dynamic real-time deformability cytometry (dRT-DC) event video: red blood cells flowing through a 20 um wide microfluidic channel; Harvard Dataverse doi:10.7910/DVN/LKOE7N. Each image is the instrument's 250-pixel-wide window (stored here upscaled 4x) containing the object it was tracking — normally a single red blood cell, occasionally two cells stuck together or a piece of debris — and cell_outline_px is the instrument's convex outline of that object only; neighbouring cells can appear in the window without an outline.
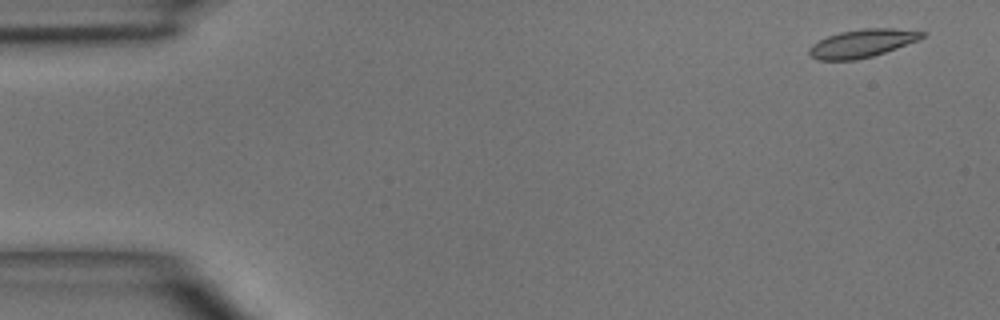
{"species": "common noctule bat (a hibernating species)", "species_latin": "Nyctalus noctula", "temperature_condition": "room temperature", "stored_images_in_passage": 5, "camera_frame_rate_fps": 3000, "um_per_image_px": 0.085, "animal": {"sex": "male", "body_mass_g": 15.6}, "frame": {"image": 1, "passage_image": 1, "time_ms": 0.0, "image_size_px": [1000, 320], "cell_outline_px": [[928, 32], [920, 40], [872, 56], [856, 60], [820, 60], [812, 56], [808, 52], [808, 48], [812, 44], [828, 36], [840, 32], [864, 28], [892, 28]], "centroid_in_image_um": [73.31, 3.68], "position_along_channel_um": 11.7, "area_um2": 18.38}}
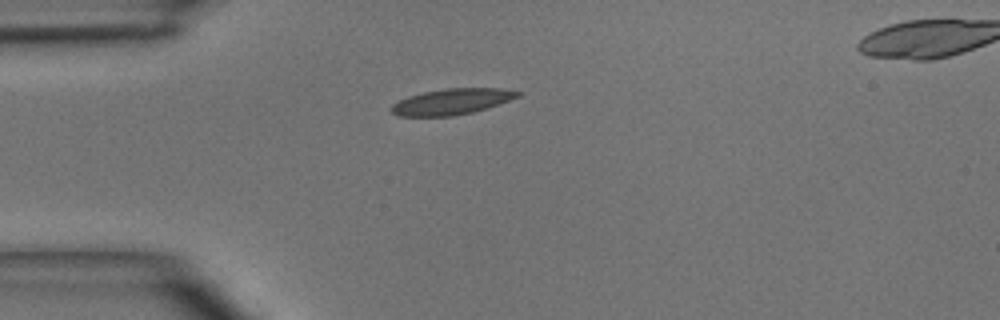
{"frame": {"image": 2, "passage_image": 4, "time_ms": 3.333, "image_size_px": [1000, 320], "cell_outline_px": [[520, 96], [472, 112], [452, 116], [400, 116], [392, 112], [388, 108], [392, 104], [408, 96], [424, 92], [444, 88], [500, 88], [520, 92]], "centroid_in_image_um": [38.34, 8.63], "position_along_channel_um": 46.7, "area_um2": 18.79}}